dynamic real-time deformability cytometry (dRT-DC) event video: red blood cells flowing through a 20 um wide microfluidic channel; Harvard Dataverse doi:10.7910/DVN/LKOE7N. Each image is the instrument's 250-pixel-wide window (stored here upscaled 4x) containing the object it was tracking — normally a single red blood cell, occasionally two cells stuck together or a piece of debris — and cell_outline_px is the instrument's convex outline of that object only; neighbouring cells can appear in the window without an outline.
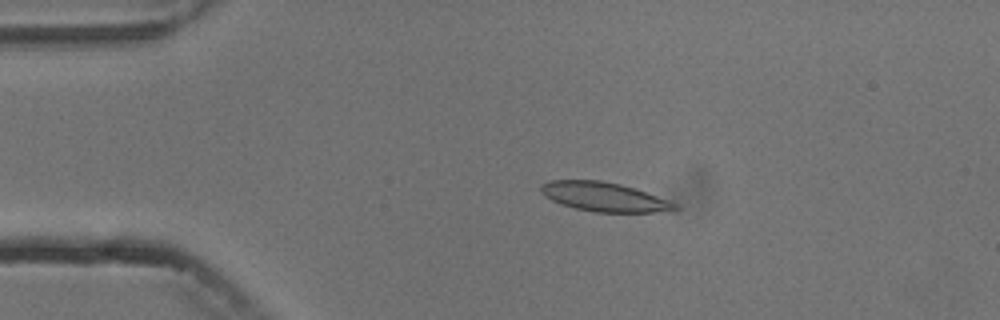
{"species": "common noctule bat (a hibernating species)", "species_latin": "Nyctalus noctula", "temperature_condition": "cold", "stored_images_in_passage": 7, "camera_frame_rate_fps": 3000, "um_per_image_px": 0.085, "animal": {"sex": "male", "body_mass_g": 13.3}, "frame": {"image": 1, "passage_image": 4, "time_ms": 3.333, "image_size_px": [1000, 320], "cell_outline_px": [[680, 208], [676, 212], [596, 212], [576, 208], [560, 204], [544, 196], [540, 192], [540, 184], [548, 180], [600, 180], [620, 184], [668, 200], [676, 204]], "centroid_in_image_um": [51.34, 16.74], "position_along_channel_um": 33.7, "area_um2": 22.83}}
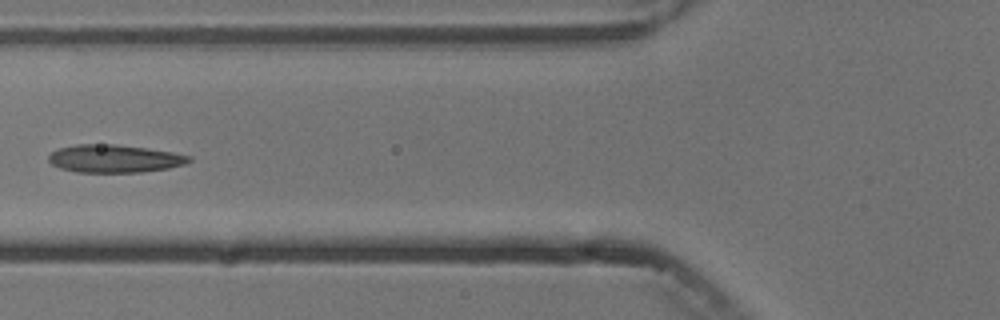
{"frame": {"image": 2, "passage_image": 7, "time_ms": 6.667, "image_size_px": [1000, 320], "cell_outline_px": [[192, 160], [184, 164], [168, 168], [140, 172], [76, 172], [60, 168], [52, 164], [48, 160], [48, 156], [52, 152], [60, 148], [76, 144], [116, 144], [172, 152], [192, 156]], "centroid_in_image_um": [9.72, 13.48], "position_along_channel_um": 116.1, "area_um2": 22.66}}